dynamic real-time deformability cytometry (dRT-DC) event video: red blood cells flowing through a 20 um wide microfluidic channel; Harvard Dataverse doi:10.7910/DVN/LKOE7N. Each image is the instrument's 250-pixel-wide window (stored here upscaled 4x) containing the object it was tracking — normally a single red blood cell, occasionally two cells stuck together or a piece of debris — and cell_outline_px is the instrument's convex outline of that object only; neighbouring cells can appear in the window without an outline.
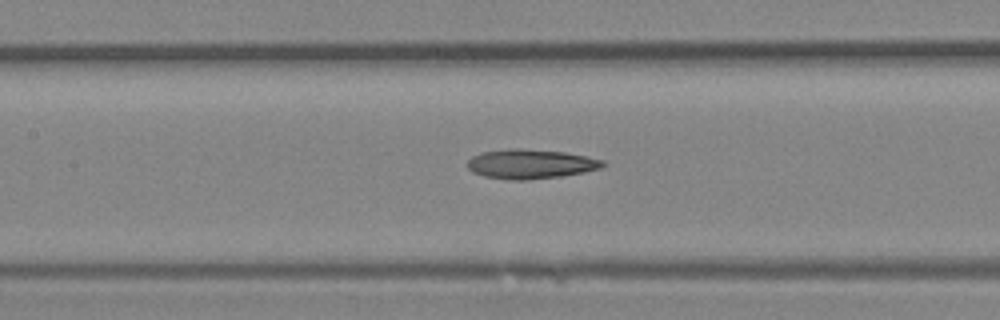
{"species": "Egyptian fruit bat (a non-hibernating species)", "species_latin": "Rousettus aegyptiacus", "temperature_condition": "room temperature", "stored_images_in_passage": 31, "camera_frame_rate_fps": 3000, "um_per_image_px": 0.085, "animal": {"sex": "female"}, "frame": {"image": 1, "passage_image": 18, "time_ms": 5.667, "image_size_px": [1000, 320], "cell_outline_px": [[608, 164], [600, 168], [584, 172], [560, 176], [528, 180], [508, 180], [484, 176], [472, 172], [468, 168], [468, 160], [472, 156], [480, 152], [512, 148], [520, 148], [564, 152], [604, 160]], "centroid_in_image_um": [45.08, 13.94], "position_along_channel_um": 162.3, "area_um2": 23.29}}
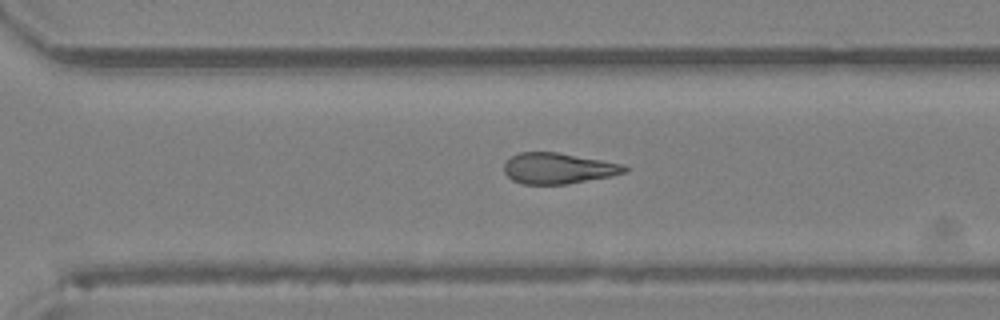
{"frame": {"image": 2, "passage_image": 27, "time_ms": 8.667, "image_size_px": [1000, 320], "cell_outline_px": [[628, 168], [624, 172], [612, 176], [568, 184], [520, 184], [512, 180], [504, 172], [504, 164], [512, 156], [520, 152], [556, 152], [624, 164]], "centroid_in_image_um": [47.43, 14.32], "position_along_channel_um": 323.2, "area_um2": 21.62}}